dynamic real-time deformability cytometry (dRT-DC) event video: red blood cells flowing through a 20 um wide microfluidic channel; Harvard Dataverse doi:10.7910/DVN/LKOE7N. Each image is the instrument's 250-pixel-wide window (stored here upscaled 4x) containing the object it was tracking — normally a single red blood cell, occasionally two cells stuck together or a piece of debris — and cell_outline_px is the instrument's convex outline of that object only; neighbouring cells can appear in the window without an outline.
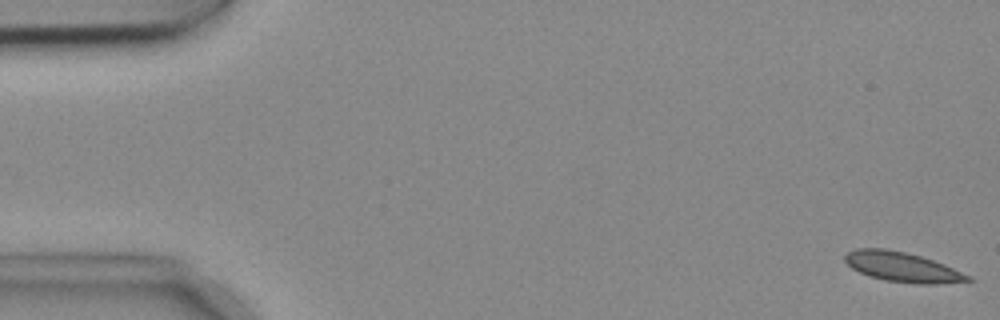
{"species": "common noctule bat (a hibernating species)", "species_latin": "Nyctalus noctula", "temperature_condition": "cold", "stored_images_in_passage": 54, "camera_frame_rate_fps": 3000, "um_per_image_px": 0.085, "animal": {"sex": "female", "body_mass_g": 18.4}, "frame": {"image": 1, "passage_image": 1, "time_ms": 0.0, "image_size_px": [1000, 320], "cell_outline_px": [[972, 280], [936, 284], [916, 284], [884, 280], [868, 276], [852, 268], [844, 260], [844, 256], [848, 252], [856, 248], [884, 248], [904, 252], [920, 256], [944, 264], [972, 276]], "centroid_in_image_um": [76.68, 22.7], "position_along_channel_um": 8.3, "area_um2": 21.27}}
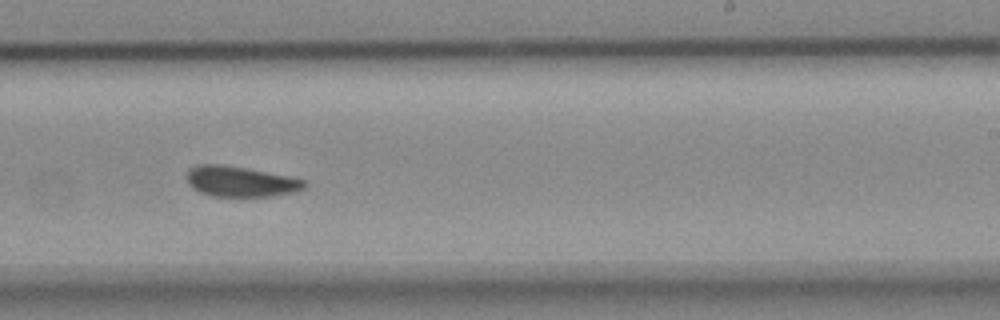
{"frame": {"image": 2, "passage_image": 33, "time_ms": 10.667, "image_size_px": [1000, 320], "cell_outline_px": [[308, 184], [304, 188], [292, 192], [272, 196], [212, 196], [200, 192], [192, 188], [188, 184], [188, 168], [196, 164], [220, 164], [248, 168], [292, 176], [304, 180]], "centroid_in_image_um": [20.44, 15.41], "position_along_channel_um": 268.6, "area_um2": 21.04}}
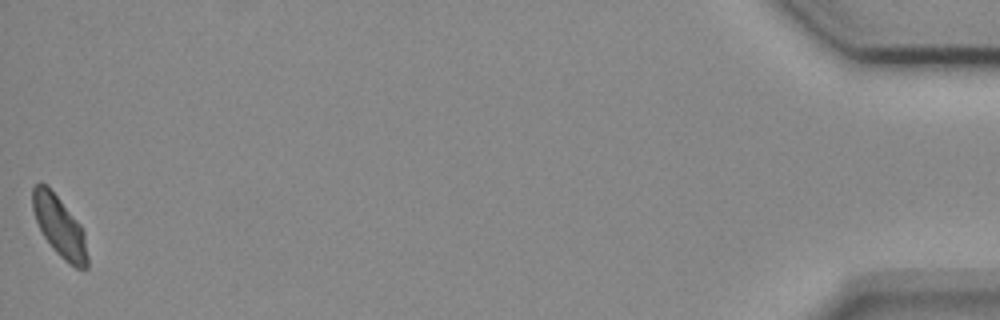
{"frame": {"image": 3, "passage_image": 54, "time_ms": 17.667, "image_size_px": [1000, 320], "cell_outline_px": [[88, 268], [76, 268], [64, 260], [52, 248], [44, 236], [36, 220], [32, 208], [32, 188], [40, 180], [60, 200], [80, 224], [84, 232], [88, 256]], "centroid_in_image_um": [5.06, 19.27], "position_along_channel_um": 430.1, "area_um2": 19.13}, "authors_computed_cell_mechanics": {"area_um2": 21.2993, "velocity_mm_per_s": 3.6892, "shape_relaxation_time_tau1_ms": null, "shape_relaxation_time_tau2_ms": 2.4403, "deformation_change_tau1": null, "deformation_change_tau2": 0.042}}